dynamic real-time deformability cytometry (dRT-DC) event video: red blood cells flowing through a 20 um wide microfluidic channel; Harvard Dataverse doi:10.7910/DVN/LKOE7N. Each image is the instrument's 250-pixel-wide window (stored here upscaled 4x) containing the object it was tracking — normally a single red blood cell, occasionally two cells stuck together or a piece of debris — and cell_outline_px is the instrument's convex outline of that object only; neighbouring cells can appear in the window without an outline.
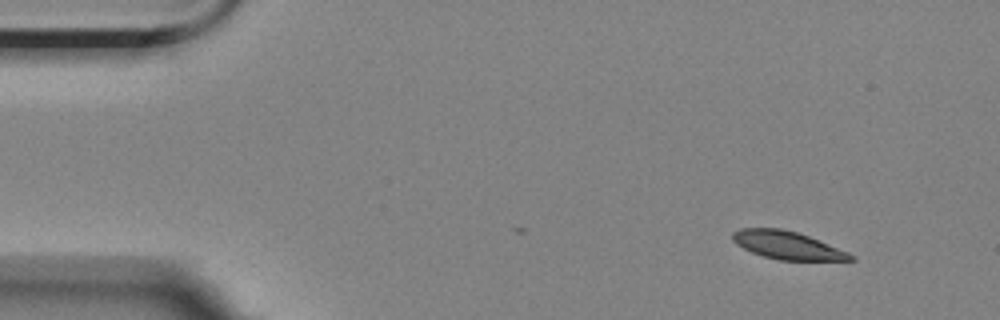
{"species": "Egyptian fruit bat (a non-hibernating species)", "species_latin": "Rousettus aegyptiacus", "temperature_condition": "room temperature", "stored_images_in_passage": 46, "camera_frame_rate_fps": 3000, "um_per_image_px": 0.085, "animal": {"sex": "female"}, "frame": {"image": 1, "passage_image": 1, "time_ms": 0.0, "image_size_px": [1000, 320], "cell_outline_px": [[856, 260], [780, 260], [764, 256], [752, 252], [736, 244], [732, 240], [732, 232], [740, 228], [780, 228], [796, 232], [808, 236], [848, 252], [856, 256]], "centroid_in_image_um": [66.91, 20.84], "position_along_channel_um": 18.1, "area_um2": 19.02}}
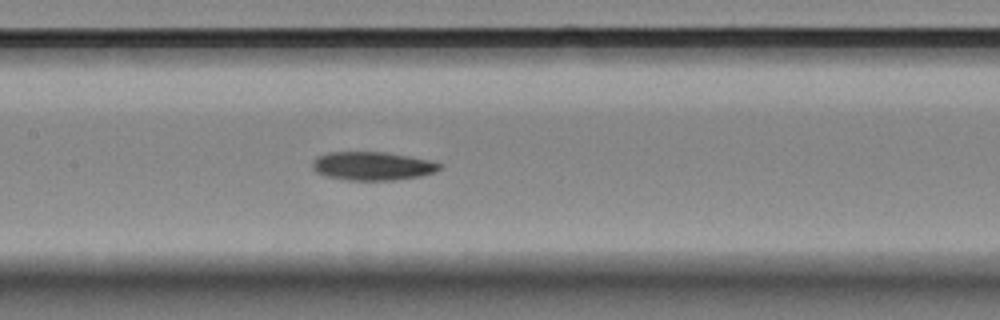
{"frame": {"image": 2, "passage_image": 22, "time_ms": 7.0, "image_size_px": [1000, 320], "cell_outline_px": [[440, 168], [432, 172], [420, 176], [396, 180], [348, 180], [328, 176], [316, 172], [312, 168], [312, 160], [316, 156], [328, 152], [380, 152], [408, 156], [432, 160], [440, 164]], "centroid_in_image_um": [31.61, 14.1], "position_along_channel_um": 175.8, "area_um2": 20.98}}
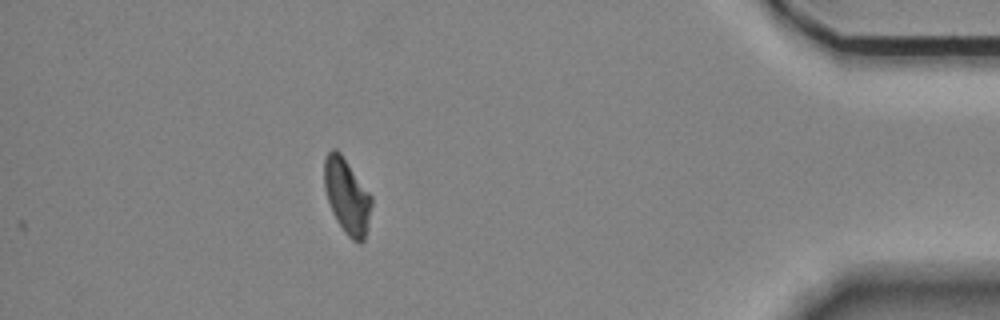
{"frame": {"image": 3, "passage_image": 46, "time_ms": 15.0, "image_size_px": [1000, 320], "cell_outline_px": [[372, 204], [364, 240], [360, 244], [356, 244], [344, 232], [336, 220], [332, 212], [324, 188], [324, 160], [328, 152], [332, 148], [336, 148], [340, 152], [372, 196]], "centroid_in_image_um": [29.48, 16.68], "position_along_channel_um": 405.7, "area_um2": 20.69}, "authors_computed_cell_mechanics": {"area_um2": 21.0392, "velocity_mm_per_s": 3.4694, "shape_relaxation_time_tau1_ms": 8.6351, "shape_relaxation_time_tau2_ms": null, "deformation_change_tau1": 0.1891, "deformation_change_tau2": null}}